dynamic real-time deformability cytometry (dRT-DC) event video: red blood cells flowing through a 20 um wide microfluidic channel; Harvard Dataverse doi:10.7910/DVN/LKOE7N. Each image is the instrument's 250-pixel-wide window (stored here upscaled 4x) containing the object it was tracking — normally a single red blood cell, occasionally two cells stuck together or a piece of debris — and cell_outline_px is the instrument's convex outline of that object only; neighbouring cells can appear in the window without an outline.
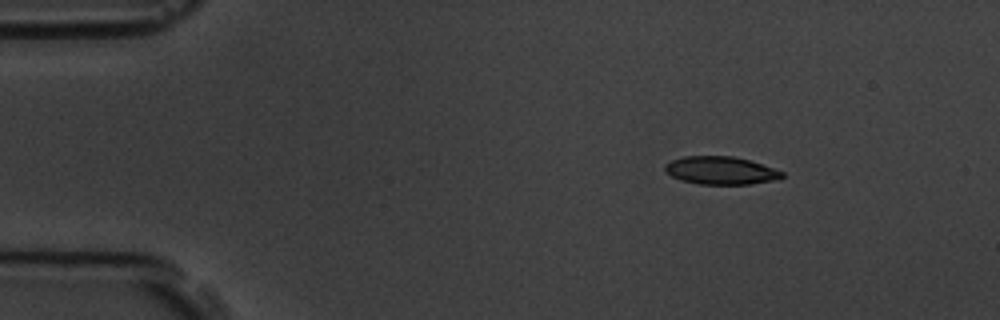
{"species": "common noctule bat (a hibernating species)", "species_latin": "Nyctalus noctula", "temperature_condition": "room temperature", "stored_images_in_passage": 3, "camera_frame_rate_fps": 3000, "um_per_image_px": 0.085, "animal": {"sex": "male", "body_mass_g": 19.5, "forearm_length_mm": 54.6}, "frame": {"image": 1, "passage_image": 1, "time_ms": 0.0, "image_size_px": [1000, 320], "cell_outline_px": [[784, 176], [780, 180], [748, 184], [700, 184], [680, 180], [664, 172], [664, 164], [672, 160], [684, 156], [732, 156], [748, 160], [784, 172]], "centroid_in_image_um": [61.25, 14.5], "position_along_channel_um": 23.8, "area_um2": 19.07}}